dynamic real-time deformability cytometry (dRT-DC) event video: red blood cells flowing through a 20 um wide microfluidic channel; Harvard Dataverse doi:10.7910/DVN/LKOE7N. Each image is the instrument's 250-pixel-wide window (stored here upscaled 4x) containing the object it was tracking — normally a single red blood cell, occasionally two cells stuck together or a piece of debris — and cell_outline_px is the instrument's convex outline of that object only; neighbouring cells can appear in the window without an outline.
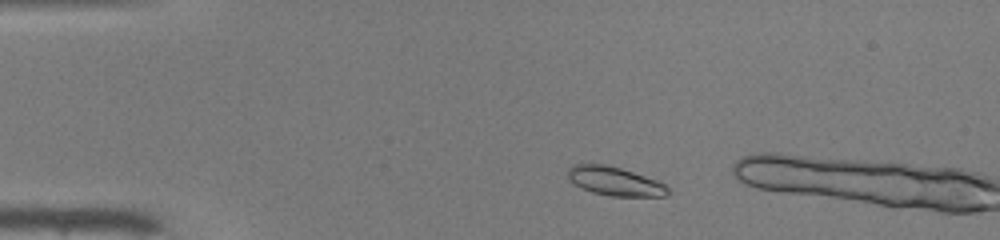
{"species": "common noctule bat (a hibernating species)", "species_latin": "Nyctalus noctula", "temperature_condition": "warm", "stored_images_in_passage": 8, "camera_frame_rate_fps": 3000, "um_per_image_px": 0.085, "animal": {"sex": "male", "body_mass_g": 19.0, "forearm_length_mm": 50.8}, "frame": {"image": 1, "passage_image": 5, "time_ms": 1.333, "image_size_px": [1000, 240], "cell_outline_px": [[672, 192], [668, 196], [608, 196], [592, 192], [568, 180], [568, 168], [572, 164], [604, 164], [620, 168], [656, 180], [664, 184]], "centroid_in_image_um": [52.27, 15.41], "position_along_channel_um": 32.7, "area_um2": 16.7}}